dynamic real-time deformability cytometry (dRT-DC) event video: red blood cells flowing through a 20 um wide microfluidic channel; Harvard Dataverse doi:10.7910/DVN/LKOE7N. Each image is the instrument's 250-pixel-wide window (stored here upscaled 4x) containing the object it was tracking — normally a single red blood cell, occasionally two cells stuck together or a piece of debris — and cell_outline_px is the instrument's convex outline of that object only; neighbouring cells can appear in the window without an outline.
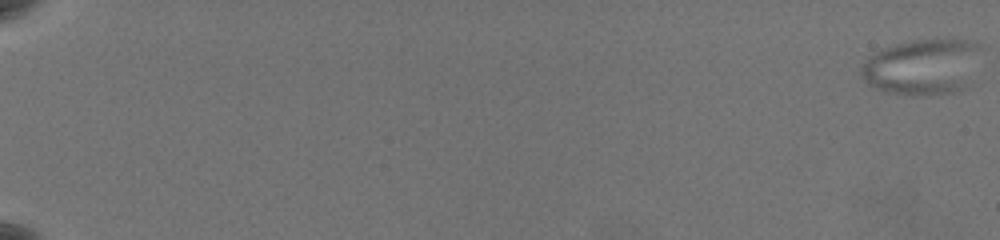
{"species": "common noctule bat (a hibernating species)", "species_latin": "Nyctalus noctula", "temperature_condition": "warm", "stored_images_in_passage": 64, "camera_frame_rate_fps": 3000, "um_per_image_px": 0.085, "animal": {"sex": "female", "body_mass_g": 19.5, "forearm_length_mm": 54.1}, "frame": {"image": 1, "passage_image": 1, "time_ms": 0.0, "image_size_px": [1000, 240], "cell_outline_px": [[984, 48], [968, 88], [960, 92], [924, 96], [912, 96], [884, 92], [872, 88], [860, 76], [860, 64], [872, 52], [896, 44], [912, 40], [936, 36], [976, 40]], "centroid_in_image_um": [78.47, 5.65], "position_along_channel_um": 6.5, "area_um2": 41.44}}
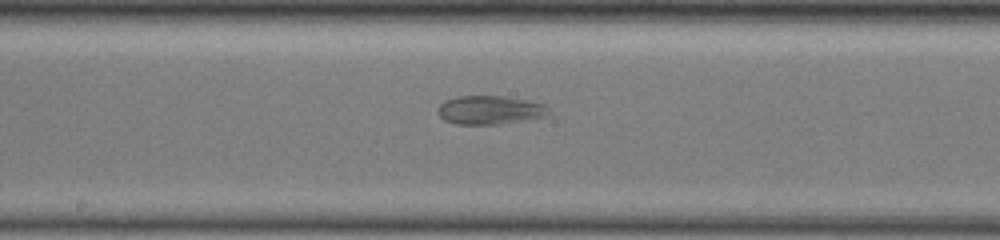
{"frame": {"image": 2, "passage_image": 39, "time_ms": 12.667, "image_size_px": [1000, 240], "cell_outline_px": [[548, 116], [500, 124], [456, 124], [444, 120], [436, 112], [436, 108], [444, 100], [460, 96], [504, 96], [528, 100], [544, 104], [548, 108]], "centroid_in_image_um": [41.61, 9.35], "position_along_channel_um": 206.6, "area_um2": 18.61}}
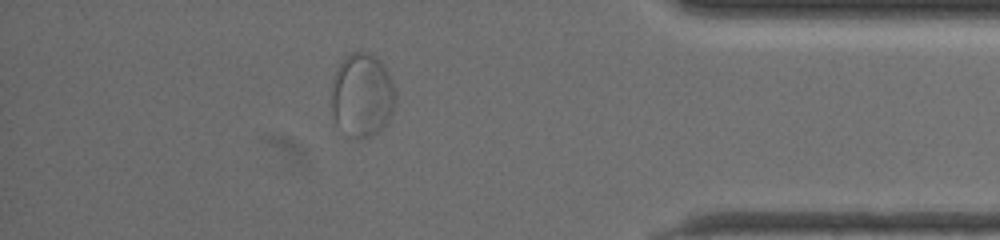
{"frame": {"image": 3, "passage_image": 58, "time_ms": 19.0, "image_size_px": [1000, 240], "cell_outline_px": [[396, 100], [392, 112], [384, 128], [360, 140], [352, 140], [336, 124], [332, 112], [332, 80], [336, 68], [352, 52], [368, 52], [376, 56], [380, 60], [392, 80], [396, 92]], "centroid_in_image_um": [30.78, 8.12], "position_along_channel_um": 404.4, "area_um2": 31.56}}